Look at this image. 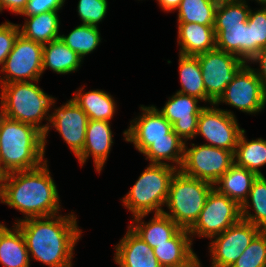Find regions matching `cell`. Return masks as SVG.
<instances>
[{
  "mask_svg": "<svg viewBox=\"0 0 266 267\" xmlns=\"http://www.w3.org/2000/svg\"><path fill=\"white\" fill-rule=\"evenodd\" d=\"M76 216L54 215L17 221L28 253L49 267H71L73 250L82 230L78 229Z\"/></svg>",
  "mask_w": 266,
  "mask_h": 267,
  "instance_id": "obj_1",
  "label": "cell"
},
{
  "mask_svg": "<svg viewBox=\"0 0 266 267\" xmlns=\"http://www.w3.org/2000/svg\"><path fill=\"white\" fill-rule=\"evenodd\" d=\"M0 200L21 211L25 219L57 215L59 194L47 160L37 168L6 174Z\"/></svg>",
  "mask_w": 266,
  "mask_h": 267,
  "instance_id": "obj_2",
  "label": "cell"
},
{
  "mask_svg": "<svg viewBox=\"0 0 266 267\" xmlns=\"http://www.w3.org/2000/svg\"><path fill=\"white\" fill-rule=\"evenodd\" d=\"M44 154L40 130L0 113V166L6 174L39 167L46 161Z\"/></svg>",
  "mask_w": 266,
  "mask_h": 267,
  "instance_id": "obj_3",
  "label": "cell"
},
{
  "mask_svg": "<svg viewBox=\"0 0 266 267\" xmlns=\"http://www.w3.org/2000/svg\"><path fill=\"white\" fill-rule=\"evenodd\" d=\"M1 86L0 113L12 120L33 125L44 134V148L50 124L40 125L43 118L50 121L47 114L54 105V97L33 82H13ZM45 116V117H44ZM49 124V125H48Z\"/></svg>",
  "mask_w": 266,
  "mask_h": 267,
  "instance_id": "obj_4",
  "label": "cell"
},
{
  "mask_svg": "<svg viewBox=\"0 0 266 267\" xmlns=\"http://www.w3.org/2000/svg\"><path fill=\"white\" fill-rule=\"evenodd\" d=\"M245 0H219L215 12L216 48L234 54L248 63L252 59V43Z\"/></svg>",
  "mask_w": 266,
  "mask_h": 267,
  "instance_id": "obj_5",
  "label": "cell"
},
{
  "mask_svg": "<svg viewBox=\"0 0 266 267\" xmlns=\"http://www.w3.org/2000/svg\"><path fill=\"white\" fill-rule=\"evenodd\" d=\"M177 170L169 164H149L122 199L133 217L147 215L151 211L155 214L164 211L162 205H166L170 182Z\"/></svg>",
  "mask_w": 266,
  "mask_h": 267,
  "instance_id": "obj_6",
  "label": "cell"
},
{
  "mask_svg": "<svg viewBox=\"0 0 266 267\" xmlns=\"http://www.w3.org/2000/svg\"><path fill=\"white\" fill-rule=\"evenodd\" d=\"M214 185L177 170L170 182L166 206L169 216L181 228L189 229L198 219Z\"/></svg>",
  "mask_w": 266,
  "mask_h": 267,
  "instance_id": "obj_7",
  "label": "cell"
},
{
  "mask_svg": "<svg viewBox=\"0 0 266 267\" xmlns=\"http://www.w3.org/2000/svg\"><path fill=\"white\" fill-rule=\"evenodd\" d=\"M242 219L241 206L215 188L209 193L196 222L188 229L190 237H212L223 233Z\"/></svg>",
  "mask_w": 266,
  "mask_h": 267,
  "instance_id": "obj_8",
  "label": "cell"
},
{
  "mask_svg": "<svg viewBox=\"0 0 266 267\" xmlns=\"http://www.w3.org/2000/svg\"><path fill=\"white\" fill-rule=\"evenodd\" d=\"M185 145L183 164L180 170L188 176L215 185L234 164V152L209 145Z\"/></svg>",
  "mask_w": 266,
  "mask_h": 267,
  "instance_id": "obj_9",
  "label": "cell"
},
{
  "mask_svg": "<svg viewBox=\"0 0 266 267\" xmlns=\"http://www.w3.org/2000/svg\"><path fill=\"white\" fill-rule=\"evenodd\" d=\"M42 56V44L19 34L0 70L6 73L3 78L0 77V84L29 82V80L38 82L43 73Z\"/></svg>",
  "mask_w": 266,
  "mask_h": 267,
  "instance_id": "obj_10",
  "label": "cell"
},
{
  "mask_svg": "<svg viewBox=\"0 0 266 267\" xmlns=\"http://www.w3.org/2000/svg\"><path fill=\"white\" fill-rule=\"evenodd\" d=\"M202 71L206 94L216 102L237 72L246 64L238 56L217 48L196 55Z\"/></svg>",
  "mask_w": 266,
  "mask_h": 267,
  "instance_id": "obj_11",
  "label": "cell"
},
{
  "mask_svg": "<svg viewBox=\"0 0 266 267\" xmlns=\"http://www.w3.org/2000/svg\"><path fill=\"white\" fill-rule=\"evenodd\" d=\"M221 102L250 114L261 112L265 108L266 94L254 68L246 63L237 72L214 105Z\"/></svg>",
  "mask_w": 266,
  "mask_h": 267,
  "instance_id": "obj_12",
  "label": "cell"
},
{
  "mask_svg": "<svg viewBox=\"0 0 266 267\" xmlns=\"http://www.w3.org/2000/svg\"><path fill=\"white\" fill-rule=\"evenodd\" d=\"M243 130L231 111L213 106L201 110L196 135L201 134L208 141L205 145L234 152Z\"/></svg>",
  "mask_w": 266,
  "mask_h": 267,
  "instance_id": "obj_13",
  "label": "cell"
},
{
  "mask_svg": "<svg viewBox=\"0 0 266 267\" xmlns=\"http://www.w3.org/2000/svg\"><path fill=\"white\" fill-rule=\"evenodd\" d=\"M261 231L252 223L241 219L217 237H212L215 238L209 245L212 263L216 267H231Z\"/></svg>",
  "mask_w": 266,
  "mask_h": 267,
  "instance_id": "obj_14",
  "label": "cell"
},
{
  "mask_svg": "<svg viewBox=\"0 0 266 267\" xmlns=\"http://www.w3.org/2000/svg\"><path fill=\"white\" fill-rule=\"evenodd\" d=\"M142 116L131 121L128 130L123 132L127 142L134 143L135 148L143 153L154 141L160 139H181L174 131L172 124L155 106L141 105ZM133 122V124H132Z\"/></svg>",
  "mask_w": 266,
  "mask_h": 267,
  "instance_id": "obj_15",
  "label": "cell"
},
{
  "mask_svg": "<svg viewBox=\"0 0 266 267\" xmlns=\"http://www.w3.org/2000/svg\"><path fill=\"white\" fill-rule=\"evenodd\" d=\"M48 116H50L49 123H52L51 126L56 128L71 151L78 157L84 147L89 121L87 114L73 99H70L66 104L56 108L52 115L48 114Z\"/></svg>",
  "mask_w": 266,
  "mask_h": 267,
  "instance_id": "obj_16",
  "label": "cell"
},
{
  "mask_svg": "<svg viewBox=\"0 0 266 267\" xmlns=\"http://www.w3.org/2000/svg\"><path fill=\"white\" fill-rule=\"evenodd\" d=\"M200 99L176 92L158 111L172 124L173 131L185 142L196 136L197 122L204 107Z\"/></svg>",
  "mask_w": 266,
  "mask_h": 267,
  "instance_id": "obj_17",
  "label": "cell"
},
{
  "mask_svg": "<svg viewBox=\"0 0 266 267\" xmlns=\"http://www.w3.org/2000/svg\"><path fill=\"white\" fill-rule=\"evenodd\" d=\"M110 122L90 120L87 124L82 153L77 157L82 165L90 155L93 156L97 172H101L111 150L113 142Z\"/></svg>",
  "mask_w": 266,
  "mask_h": 267,
  "instance_id": "obj_18",
  "label": "cell"
},
{
  "mask_svg": "<svg viewBox=\"0 0 266 267\" xmlns=\"http://www.w3.org/2000/svg\"><path fill=\"white\" fill-rule=\"evenodd\" d=\"M115 249L114 260L120 267H162L153 249L129 226Z\"/></svg>",
  "mask_w": 266,
  "mask_h": 267,
  "instance_id": "obj_19",
  "label": "cell"
},
{
  "mask_svg": "<svg viewBox=\"0 0 266 267\" xmlns=\"http://www.w3.org/2000/svg\"><path fill=\"white\" fill-rule=\"evenodd\" d=\"M179 54L193 55L208 52L216 48L214 25L198 23H178Z\"/></svg>",
  "mask_w": 266,
  "mask_h": 267,
  "instance_id": "obj_20",
  "label": "cell"
},
{
  "mask_svg": "<svg viewBox=\"0 0 266 267\" xmlns=\"http://www.w3.org/2000/svg\"><path fill=\"white\" fill-rule=\"evenodd\" d=\"M144 215L134 217V223L129 227L140 236L152 249L173 238L182 228L177 225L169 216L163 212L154 214V217L148 222H142Z\"/></svg>",
  "mask_w": 266,
  "mask_h": 267,
  "instance_id": "obj_21",
  "label": "cell"
},
{
  "mask_svg": "<svg viewBox=\"0 0 266 267\" xmlns=\"http://www.w3.org/2000/svg\"><path fill=\"white\" fill-rule=\"evenodd\" d=\"M13 229L0 223V263L4 267H29L30 256L20 228Z\"/></svg>",
  "mask_w": 266,
  "mask_h": 267,
  "instance_id": "obj_22",
  "label": "cell"
},
{
  "mask_svg": "<svg viewBox=\"0 0 266 267\" xmlns=\"http://www.w3.org/2000/svg\"><path fill=\"white\" fill-rule=\"evenodd\" d=\"M256 178L254 172L233 164L215 183L218 187L214 188L242 206L249 199V192Z\"/></svg>",
  "mask_w": 266,
  "mask_h": 267,
  "instance_id": "obj_23",
  "label": "cell"
},
{
  "mask_svg": "<svg viewBox=\"0 0 266 267\" xmlns=\"http://www.w3.org/2000/svg\"><path fill=\"white\" fill-rule=\"evenodd\" d=\"M82 58L68 47L60 38L43 45L42 69L48 67L58 74L76 71Z\"/></svg>",
  "mask_w": 266,
  "mask_h": 267,
  "instance_id": "obj_24",
  "label": "cell"
},
{
  "mask_svg": "<svg viewBox=\"0 0 266 267\" xmlns=\"http://www.w3.org/2000/svg\"><path fill=\"white\" fill-rule=\"evenodd\" d=\"M189 236L188 229L182 228L167 243H162L153 248L155 257L162 267H178L194 254L191 248L192 237Z\"/></svg>",
  "mask_w": 266,
  "mask_h": 267,
  "instance_id": "obj_25",
  "label": "cell"
},
{
  "mask_svg": "<svg viewBox=\"0 0 266 267\" xmlns=\"http://www.w3.org/2000/svg\"><path fill=\"white\" fill-rule=\"evenodd\" d=\"M58 12L49 11L35 16H27L29 19H25V24L19 29L20 34L42 45L60 38Z\"/></svg>",
  "mask_w": 266,
  "mask_h": 267,
  "instance_id": "obj_26",
  "label": "cell"
},
{
  "mask_svg": "<svg viewBox=\"0 0 266 267\" xmlns=\"http://www.w3.org/2000/svg\"><path fill=\"white\" fill-rule=\"evenodd\" d=\"M179 73L182 89L179 93L209 102L214 105V101L206 94L203 83L202 71L197 56L179 54Z\"/></svg>",
  "mask_w": 266,
  "mask_h": 267,
  "instance_id": "obj_27",
  "label": "cell"
},
{
  "mask_svg": "<svg viewBox=\"0 0 266 267\" xmlns=\"http://www.w3.org/2000/svg\"><path fill=\"white\" fill-rule=\"evenodd\" d=\"M84 88L77 90L72 98L87 114L90 120L108 121L113 118L116 104L112 96L106 91L93 90L82 93Z\"/></svg>",
  "mask_w": 266,
  "mask_h": 267,
  "instance_id": "obj_28",
  "label": "cell"
},
{
  "mask_svg": "<svg viewBox=\"0 0 266 267\" xmlns=\"http://www.w3.org/2000/svg\"><path fill=\"white\" fill-rule=\"evenodd\" d=\"M243 130L234 151V164L263 176L259 167L266 164V140L258 138L247 141Z\"/></svg>",
  "mask_w": 266,
  "mask_h": 267,
  "instance_id": "obj_29",
  "label": "cell"
},
{
  "mask_svg": "<svg viewBox=\"0 0 266 267\" xmlns=\"http://www.w3.org/2000/svg\"><path fill=\"white\" fill-rule=\"evenodd\" d=\"M251 200H247L241 206V217L244 221L250 222L262 231H266V178L257 176L254 180L248 196ZM255 214L249 213L248 208L251 207Z\"/></svg>",
  "mask_w": 266,
  "mask_h": 267,
  "instance_id": "obj_30",
  "label": "cell"
},
{
  "mask_svg": "<svg viewBox=\"0 0 266 267\" xmlns=\"http://www.w3.org/2000/svg\"><path fill=\"white\" fill-rule=\"evenodd\" d=\"M218 3L219 0H181L177 8L178 23L214 25Z\"/></svg>",
  "mask_w": 266,
  "mask_h": 267,
  "instance_id": "obj_31",
  "label": "cell"
},
{
  "mask_svg": "<svg viewBox=\"0 0 266 267\" xmlns=\"http://www.w3.org/2000/svg\"><path fill=\"white\" fill-rule=\"evenodd\" d=\"M185 144L182 139H160L154 141L143 154L146 156V160L149 159L152 164L167 165V162L164 161L168 160L176 163V169L180 170L184 159Z\"/></svg>",
  "mask_w": 266,
  "mask_h": 267,
  "instance_id": "obj_32",
  "label": "cell"
},
{
  "mask_svg": "<svg viewBox=\"0 0 266 267\" xmlns=\"http://www.w3.org/2000/svg\"><path fill=\"white\" fill-rule=\"evenodd\" d=\"M60 39L82 59L93 52L101 42L98 26L87 24L75 27L68 36L60 35Z\"/></svg>",
  "mask_w": 266,
  "mask_h": 267,
  "instance_id": "obj_33",
  "label": "cell"
},
{
  "mask_svg": "<svg viewBox=\"0 0 266 267\" xmlns=\"http://www.w3.org/2000/svg\"><path fill=\"white\" fill-rule=\"evenodd\" d=\"M231 267H266V231H261Z\"/></svg>",
  "mask_w": 266,
  "mask_h": 267,
  "instance_id": "obj_34",
  "label": "cell"
},
{
  "mask_svg": "<svg viewBox=\"0 0 266 267\" xmlns=\"http://www.w3.org/2000/svg\"><path fill=\"white\" fill-rule=\"evenodd\" d=\"M261 10L253 12L250 10L248 26L250 27L252 58L261 50L266 48V5Z\"/></svg>",
  "mask_w": 266,
  "mask_h": 267,
  "instance_id": "obj_35",
  "label": "cell"
},
{
  "mask_svg": "<svg viewBox=\"0 0 266 267\" xmlns=\"http://www.w3.org/2000/svg\"><path fill=\"white\" fill-rule=\"evenodd\" d=\"M107 0H79L77 10L82 24L98 26L107 13Z\"/></svg>",
  "mask_w": 266,
  "mask_h": 267,
  "instance_id": "obj_36",
  "label": "cell"
},
{
  "mask_svg": "<svg viewBox=\"0 0 266 267\" xmlns=\"http://www.w3.org/2000/svg\"><path fill=\"white\" fill-rule=\"evenodd\" d=\"M20 25L5 22L0 25V65H4L14 43L20 34Z\"/></svg>",
  "mask_w": 266,
  "mask_h": 267,
  "instance_id": "obj_37",
  "label": "cell"
},
{
  "mask_svg": "<svg viewBox=\"0 0 266 267\" xmlns=\"http://www.w3.org/2000/svg\"><path fill=\"white\" fill-rule=\"evenodd\" d=\"M65 0H28L25 10L21 15L35 16L49 11H58Z\"/></svg>",
  "mask_w": 266,
  "mask_h": 267,
  "instance_id": "obj_38",
  "label": "cell"
},
{
  "mask_svg": "<svg viewBox=\"0 0 266 267\" xmlns=\"http://www.w3.org/2000/svg\"><path fill=\"white\" fill-rule=\"evenodd\" d=\"M250 61L251 63L259 62L260 70H254L258 78L260 79L263 90L266 94V48L261 49Z\"/></svg>",
  "mask_w": 266,
  "mask_h": 267,
  "instance_id": "obj_39",
  "label": "cell"
},
{
  "mask_svg": "<svg viewBox=\"0 0 266 267\" xmlns=\"http://www.w3.org/2000/svg\"><path fill=\"white\" fill-rule=\"evenodd\" d=\"M28 0H0V12L2 9H9V11L16 14H22L26 8Z\"/></svg>",
  "mask_w": 266,
  "mask_h": 267,
  "instance_id": "obj_40",
  "label": "cell"
},
{
  "mask_svg": "<svg viewBox=\"0 0 266 267\" xmlns=\"http://www.w3.org/2000/svg\"><path fill=\"white\" fill-rule=\"evenodd\" d=\"M159 2L160 7L164 11H173L176 10L181 2V0H157Z\"/></svg>",
  "mask_w": 266,
  "mask_h": 267,
  "instance_id": "obj_41",
  "label": "cell"
},
{
  "mask_svg": "<svg viewBox=\"0 0 266 267\" xmlns=\"http://www.w3.org/2000/svg\"><path fill=\"white\" fill-rule=\"evenodd\" d=\"M200 264L197 255L194 253L184 264H181L178 267H201ZM212 267L216 266L212 263Z\"/></svg>",
  "mask_w": 266,
  "mask_h": 267,
  "instance_id": "obj_42",
  "label": "cell"
},
{
  "mask_svg": "<svg viewBox=\"0 0 266 267\" xmlns=\"http://www.w3.org/2000/svg\"><path fill=\"white\" fill-rule=\"evenodd\" d=\"M5 176H6V173L2 170V168L0 166V195H1V192H2Z\"/></svg>",
  "mask_w": 266,
  "mask_h": 267,
  "instance_id": "obj_43",
  "label": "cell"
},
{
  "mask_svg": "<svg viewBox=\"0 0 266 267\" xmlns=\"http://www.w3.org/2000/svg\"><path fill=\"white\" fill-rule=\"evenodd\" d=\"M258 3H261V5H266V0H256Z\"/></svg>",
  "mask_w": 266,
  "mask_h": 267,
  "instance_id": "obj_44",
  "label": "cell"
}]
</instances>
